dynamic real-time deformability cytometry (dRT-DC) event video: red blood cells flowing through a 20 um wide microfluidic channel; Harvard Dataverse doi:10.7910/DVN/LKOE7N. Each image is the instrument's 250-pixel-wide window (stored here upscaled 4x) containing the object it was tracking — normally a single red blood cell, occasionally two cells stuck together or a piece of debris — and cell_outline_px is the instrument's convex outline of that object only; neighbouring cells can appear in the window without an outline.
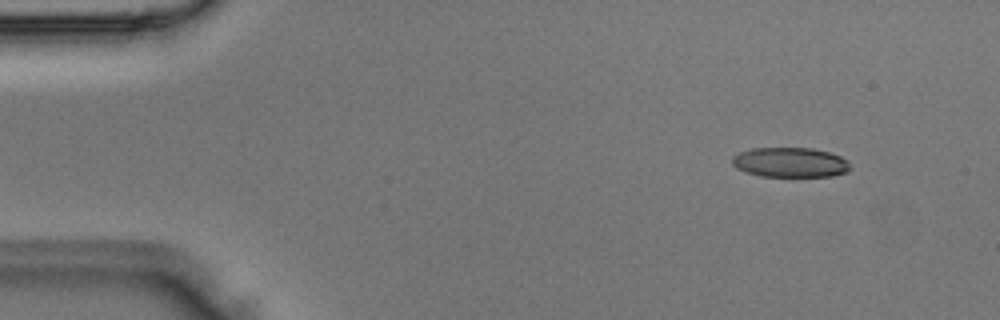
{"species": "Egyptian fruit bat (a non-hibernating species)", "species_latin": "Rousettus aegyptiacus", "temperature_condition": "room temperature", "stored_images_in_passage": 6, "camera_frame_rate_fps": 3000, "um_per_image_px": 0.085, "animal": {"sex": "male"}, "frame": {"image": 1, "passage_image": 1, "time_ms": 0.0, "image_size_px": [1000, 320], "cell_outline_px": [[852, 168], [848, 172], [832, 176], [760, 176], [736, 168], [732, 164], [732, 156], [740, 152], [752, 148], [812, 148], [828, 152], [840, 156], [848, 160]], "centroid_in_image_um": [67.2, 13.8], "position_along_channel_um": 17.8, "area_um2": 20.58}}
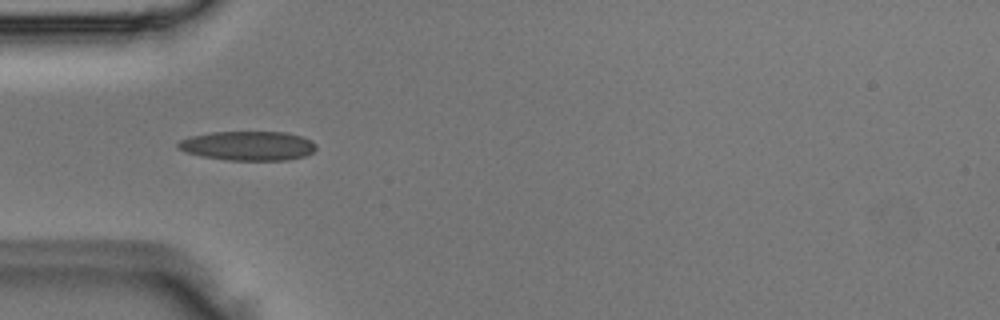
{"frame": {"image": 2, "passage_image": 4, "time_ms": 1.0, "image_size_px": [1000, 320], "cell_outline_px": [[316, 148], [312, 152], [304, 156], [288, 160], [228, 160], [204, 156], [184, 152], [176, 148], [176, 144], [180, 140], [188, 136], [212, 132], [288, 132], [312, 140], [316, 144]], "centroid_in_image_um": [21.06, 12.38], "position_along_channel_um": 63.9, "area_um2": 23.7}}